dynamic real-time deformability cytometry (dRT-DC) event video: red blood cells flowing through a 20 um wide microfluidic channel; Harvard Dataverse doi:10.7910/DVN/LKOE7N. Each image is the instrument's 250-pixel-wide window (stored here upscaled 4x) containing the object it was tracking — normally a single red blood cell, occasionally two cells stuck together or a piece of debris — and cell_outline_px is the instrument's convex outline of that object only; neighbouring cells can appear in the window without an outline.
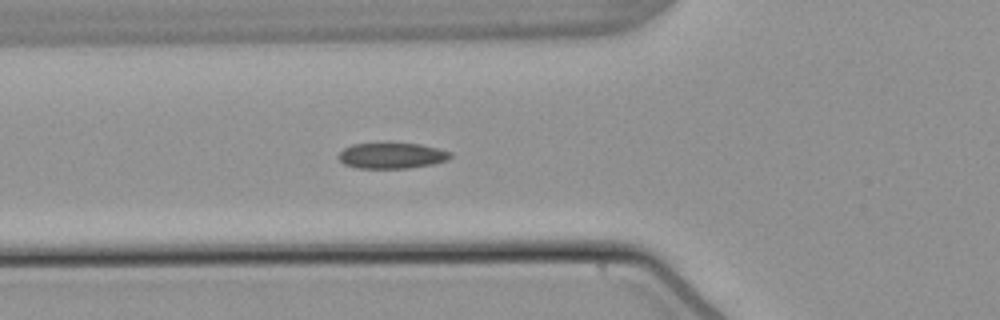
{"species": "common noctule bat (a hibernating species)", "species_latin": "Nyctalus noctula", "temperature_condition": "warm", "stored_images_in_passage": 44, "camera_frame_rate_fps": 3000, "um_per_image_px": 0.085, "animal": {"sex": "male", "body_mass_g": 21.5, "forearm_length_mm": 52.0}, "frame": {"image": 1, "passage_image": 9, "time_ms": 2.667, "image_size_px": [1000, 320], "cell_outline_px": [[452, 156], [448, 160], [432, 164], [408, 168], [356, 168], [344, 164], [340, 160], [340, 152], [344, 148], [352, 144], [420, 144], [452, 152]], "centroid_in_image_um": [33.32, 13.24], "position_along_channel_um": 92.5, "area_um2": 16.53}}
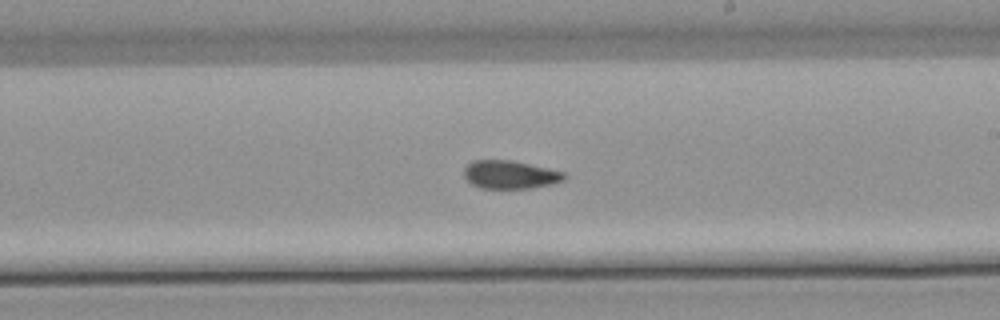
{"frame": {"image": 2, "passage_image": 21, "time_ms": 6.667, "image_size_px": [1000, 320], "cell_outline_px": [[568, 176], [564, 180], [532, 188], [480, 188], [472, 184], [464, 176], [464, 168], [472, 160], [512, 160], [564, 172]], "centroid_in_image_um": [43.34, 14.84], "position_along_channel_um": 245.7, "area_um2": 16.36}}
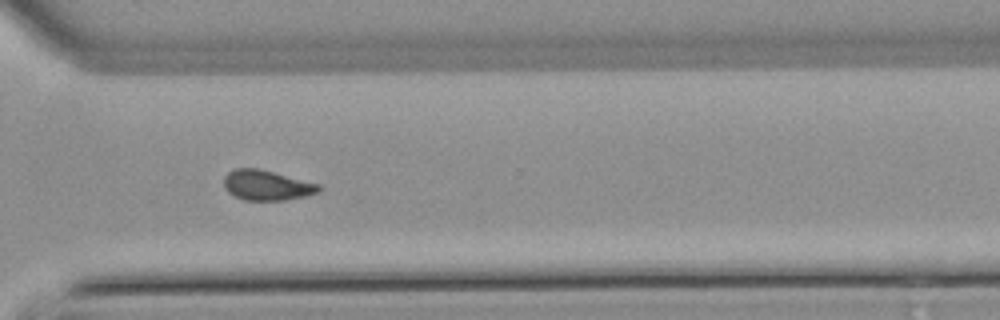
{"frame": {"image": 3, "passage_image": 29, "time_ms": 9.333, "image_size_px": [1000, 320], "cell_outline_px": [[320, 192], [304, 196], [284, 200], [244, 200], [228, 192], [224, 188], [224, 176], [228, 172], [236, 168], [260, 168], [320, 184]], "centroid_in_image_um": [22.67, 15.73], "position_along_channel_um": 347.9, "area_um2": 16.7}, "authors_computed_cell_mechanics": {"area_um2": 16.7331, "velocity_mm_per_s": 3.8275, "shape_relaxation_time_tau1_ms": null, "shape_relaxation_time_tau2_ms": 2.7928, "deformation_change_tau1": null, "deformation_change_tau2": 0.073}}